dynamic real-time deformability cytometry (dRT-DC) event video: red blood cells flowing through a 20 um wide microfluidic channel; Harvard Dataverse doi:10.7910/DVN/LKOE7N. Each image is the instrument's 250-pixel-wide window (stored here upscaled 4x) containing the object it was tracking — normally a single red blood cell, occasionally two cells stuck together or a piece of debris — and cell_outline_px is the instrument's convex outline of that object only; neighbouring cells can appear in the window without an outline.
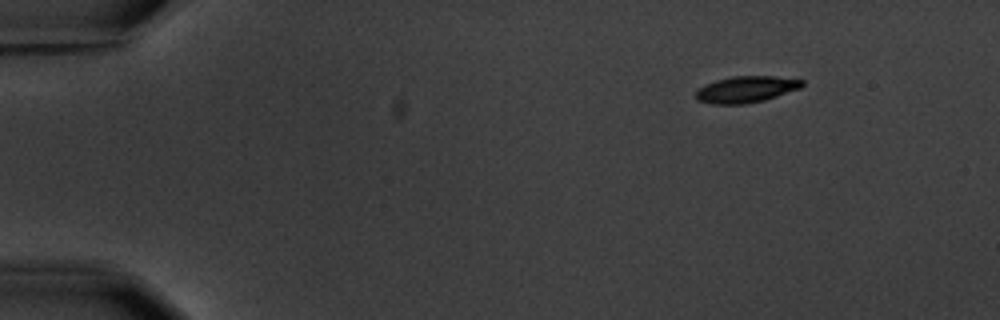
{"species": "common noctule bat (a hibernating species)", "species_latin": "Nyctalus noctula", "temperature_condition": "warm", "stored_images_in_passage": 4, "camera_frame_rate_fps": 3000, "um_per_image_px": 0.085, "animal": {"sex": "male", "body_mass_g": 20.1, "forearm_length_mm": 53.5}, "frame": {"image": 1, "passage_image": 1, "time_ms": 0.0, "image_size_px": [1000, 320], "cell_outline_px": [[804, 84], [800, 88], [764, 100], [744, 104], [712, 104], [696, 100], [696, 92], [704, 84], [716, 80], [732, 76], [772, 76], [804, 80]], "centroid_in_image_um": [63.4, 7.59], "position_along_channel_um": 21.6, "area_um2": 16.3}}
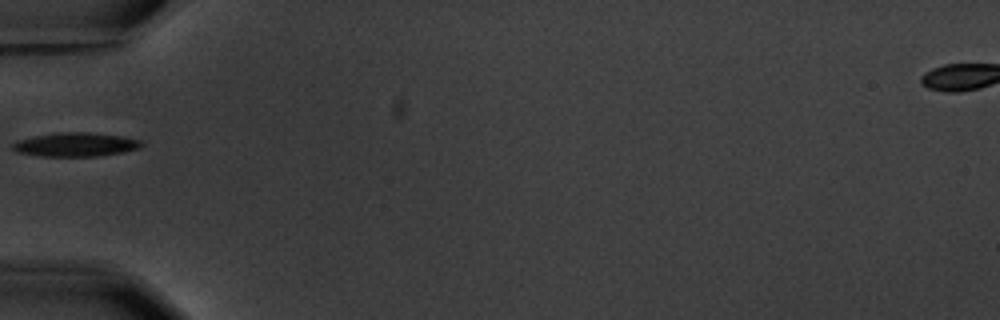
{"frame": {"image": 2, "passage_image": 4, "time_ms": 4.333, "image_size_px": [1000, 320], "cell_outline_px": [[144, 144], [140, 148], [100, 156], [40, 156], [16, 152], [12, 148], [12, 144], [16, 140], [56, 132], [88, 132], [120, 136], [140, 140]], "centroid_in_image_um": [6.4, 12.28], "position_along_channel_um": 78.6, "area_um2": 17.86}}